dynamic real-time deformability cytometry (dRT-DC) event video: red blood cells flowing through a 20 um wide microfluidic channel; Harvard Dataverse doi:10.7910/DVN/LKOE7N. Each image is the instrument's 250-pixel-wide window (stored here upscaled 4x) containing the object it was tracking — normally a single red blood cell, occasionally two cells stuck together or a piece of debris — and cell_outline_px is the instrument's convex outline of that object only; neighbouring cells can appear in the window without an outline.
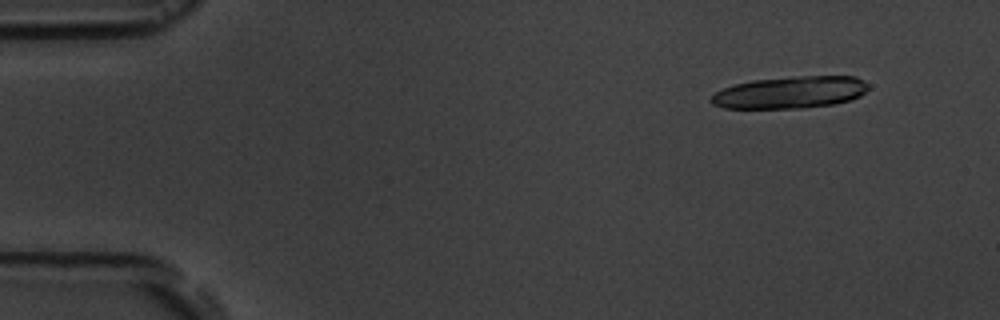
{"species": "common noctule bat (a hibernating species)", "species_latin": "Nyctalus noctula", "temperature_condition": "room temperature", "stored_images_in_passage": 5, "camera_frame_rate_fps": 3000, "um_per_image_px": 0.085, "animal": {"sex": "male", "body_mass_g": 19.5, "forearm_length_mm": 54.6}, "frame": {"image": 1, "passage_image": 2, "time_ms": 1.0, "image_size_px": [1000, 320], "cell_outline_px": [[868, 88], [860, 96], [848, 100], [832, 104], [800, 108], [724, 108], [712, 104], [712, 96], [716, 92], [724, 88], [736, 84], [752, 80], [800, 76], [856, 76], [868, 84]], "centroid_in_image_um": [67.18, 7.85], "position_along_channel_um": 17.8, "area_um2": 29.02}}